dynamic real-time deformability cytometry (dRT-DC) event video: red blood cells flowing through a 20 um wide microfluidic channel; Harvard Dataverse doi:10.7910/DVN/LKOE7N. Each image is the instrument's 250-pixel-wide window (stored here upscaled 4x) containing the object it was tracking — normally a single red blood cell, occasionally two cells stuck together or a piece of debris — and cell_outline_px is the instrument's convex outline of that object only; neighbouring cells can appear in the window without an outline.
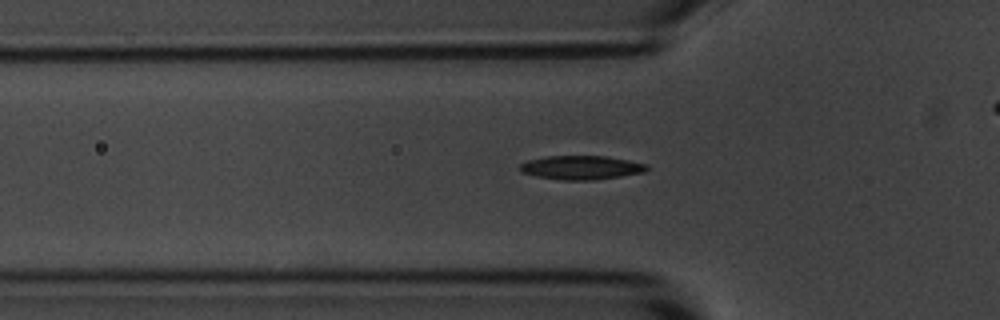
{"species": "common noctule bat (a hibernating species)", "species_latin": "Nyctalus noctula", "temperature_condition": "room temperature", "stored_images_in_passage": 55, "camera_frame_rate_fps": 3000, "um_per_image_px": 0.085, "animal": {"sex": "male", "body_mass_g": 20.1, "forearm_length_mm": 53.5}, "frame": {"image": 1, "passage_image": 16, "time_ms": 5.0, "image_size_px": [1000, 320], "cell_outline_px": [[648, 168], [644, 172], [620, 176], [592, 180], [560, 180], [536, 176], [524, 172], [520, 168], [520, 164], [528, 160], [548, 156], [604, 156], [628, 160], [648, 164]], "centroid_in_image_um": [49.42, 14.24], "position_along_channel_um": 76.4, "area_um2": 17.46}}
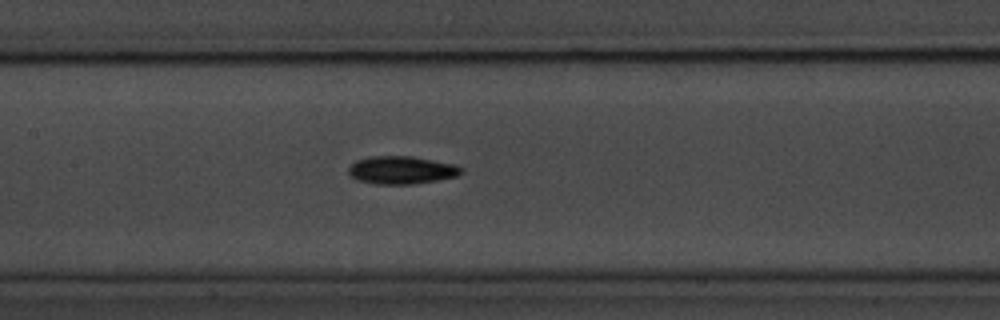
{"frame": {"image": 2, "passage_image": 24, "time_ms": 7.667, "image_size_px": [1000, 320], "cell_outline_px": [[464, 172], [456, 176], [436, 180], [412, 184], [376, 184], [356, 180], [348, 172], [348, 168], [356, 160], [372, 156], [412, 156], [456, 164], [464, 168]], "centroid_in_image_um": [34.15, 14.45], "position_along_channel_um": 173.2, "area_um2": 18.38}}
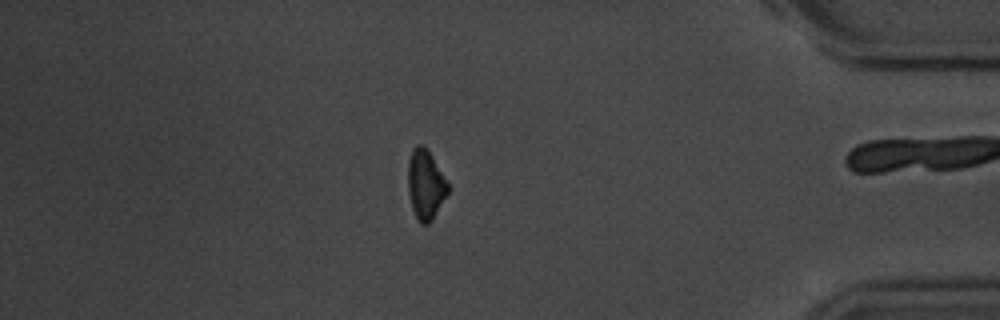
{"frame": {"image": 3, "passage_image": 46, "time_ms": 15.0, "image_size_px": [1000, 320], "cell_outline_px": [[448, 192], [432, 220], [428, 224], [420, 224], [412, 208], [408, 192], [408, 160], [412, 148], [416, 144], [420, 144], [432, 156], [448, 184]], "centroid_in_image_um": [36.14, 15.69], "position_along_channel_um": 399.1, "area_um2": 15.95}, "authors_computed_cell_mechanics": {"area_um2": 16.9354, "velocity_mm_per_s": 3.591, "shape_relaxation_time_tau1_ms": 2.9454, "shape_relaxation_time_tau2_ms": null, "deformation_change_tau1": 0.1127, "deformation_change_tau2": null}}